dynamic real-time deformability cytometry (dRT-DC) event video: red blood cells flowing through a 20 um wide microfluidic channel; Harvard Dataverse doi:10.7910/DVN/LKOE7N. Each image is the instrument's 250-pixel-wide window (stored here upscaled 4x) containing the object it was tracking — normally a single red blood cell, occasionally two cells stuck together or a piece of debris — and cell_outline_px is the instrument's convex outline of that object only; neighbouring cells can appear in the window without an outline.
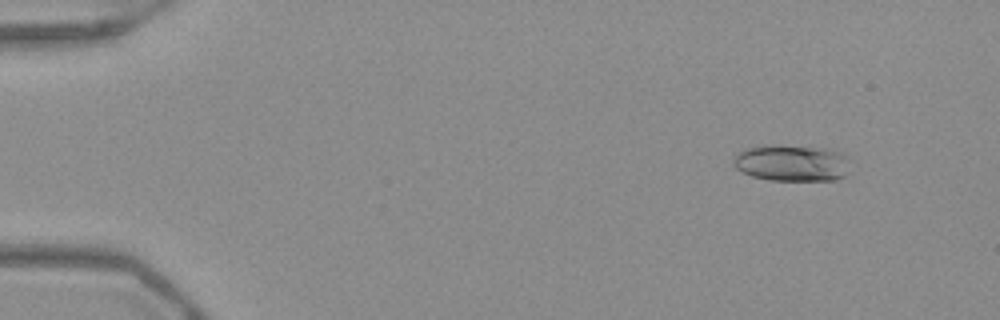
{"species": "Egyptian fruit bat (a non-hibernating species)", "species_latin": "Rousettus aegyptiacus", "temperature_condition": "warm", "stored_images_in_passage": 53, "camera_frame_rate_fps": 3000, "um_per_image_px": 0.085, "frame": {"image": 1, "passage_image": 6, "time_ms": 1.667, "image_size_px": [1000, 320], "cell_outline_px": [[848, 160], [844, 176], [832, 180], [768, 180], [752, 176], [736, 168], [732, 164], [732, 156], [736, 152], [744, 148], [824, 148], [844, 152], [848, 156]], "centroid_in_image_um": [67.28, 13.89], "position_along_channel_um": 17.7, "area_um2": 23.99}}
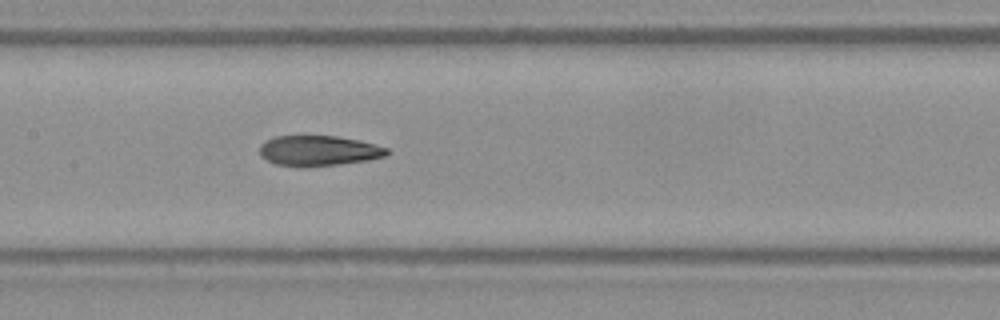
{"frame": {"image": 2, "passage_image": 27, "time_ms": 8.667, "image_size_px": [1000, 320], "cell_outline_px": [[388, 152], [384, 156], [368, 160], [340, 164], [304, 168], [300, 168], [276, 164], [260, 156], [260, 144], [264, 140], [276, 136], [304, 132], [336, 136], [360, 140], [388, 148]], "centroid_in_image_um": [27.0, 12.77], "position_along_channel_um": 180.4, "area_um2": 23.58}}
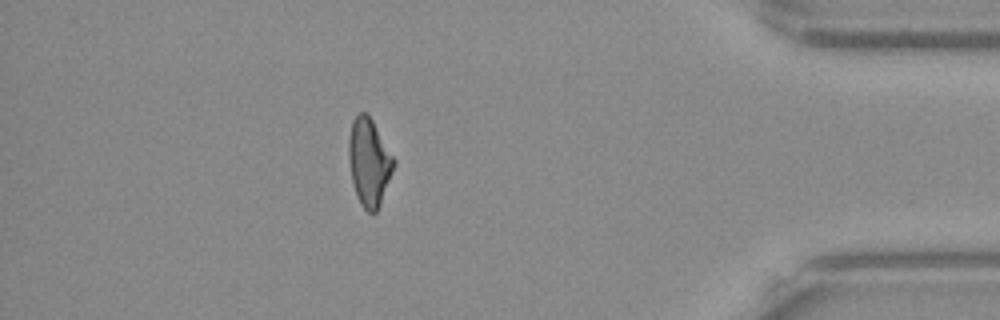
{"frame": {"image": 3, "passage_image": 47, "time_ms": 15.333, "image_size_px": [1000, 320], "cell_outline_px": [[396, 164], [380, 204], [376, 212], [368, 212], [360, 204], [356, 196], [352, 180], [348, 156], [348, 136], [352, 120], [360, 112], [368, 112], [396, 160]], "centroid_in_image_um": [31.37, 13.75], "position_along_channel_um": 403.8, "area_um2": 23.24}, "authors_computed_cell_mechanics": {"area_um2": 23.409, "velocity_mm_per_s": 3.9496, "shape_relaxation_time_tau1_ms": 9.4651, "shape_relaxation_time_tau2_ms": 2.6448, "deformation_change_tau1": 0.2401, "deformation_change_tau2": 0.1102}}